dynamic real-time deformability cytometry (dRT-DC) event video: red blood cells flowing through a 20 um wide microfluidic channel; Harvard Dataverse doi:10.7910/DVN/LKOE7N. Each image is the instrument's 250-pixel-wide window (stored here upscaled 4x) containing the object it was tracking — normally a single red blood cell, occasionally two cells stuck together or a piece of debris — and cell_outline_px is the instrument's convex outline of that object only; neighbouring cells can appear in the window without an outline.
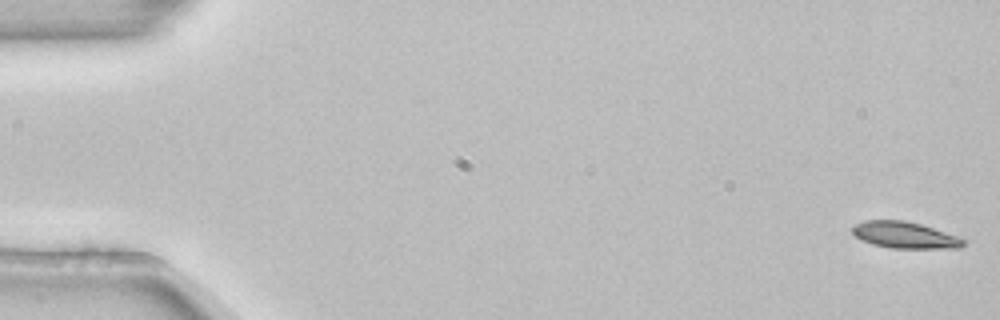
{"species": "common noctule bat (a hibernating species)", "species_latin": "Nyctalus noctula", "temperature_condition": "room temperature", "stored_images_in_passage": 5, "camera_frame_rate_fps": 3000, "um_per_image_px": 0.085, "animal": {"sex": "female", "body_mass_g": 22.7, "forearm_length_mm": 54.2}, "frame": {"image": 1, "passage_image": 1, "time_ms": 0.0, "image_size_px": [1000, 320], "cell_outline_px": [[968, 240], [960, 248], [892, 248], [872, 244], [856, 236], [852, 232], [852, 228], [856, 224], [864, 220], [904, 220], [920, 224], [960, 236]], "centroid_in_image_um": [76.97, 19.98], "position_along_channel_um": 8.0, "area_um2": 17.17}}
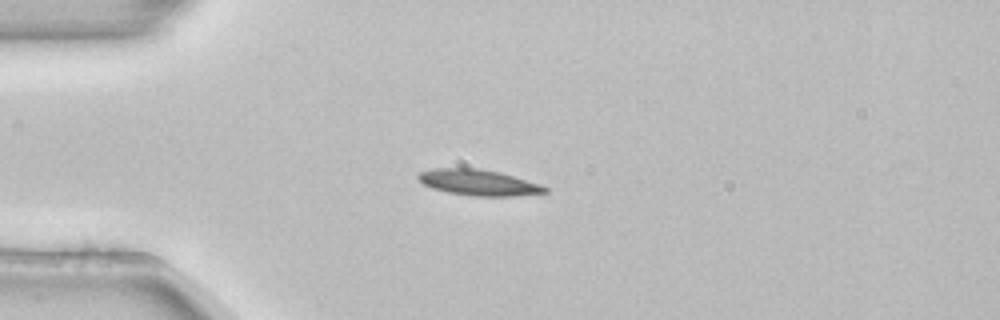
{"frame": {"image": 2, "passage_image": 4, "time_ms": 1.0, "image_size_px": [1000, 320], "cell_outline_px": [[548, 192], [512, 196], [472, 196], [448, 192], [432, 188], [424, 184], [416, 176], [420, 172], [436, 168], [476, 168], [500, 172], [540, 184], [548, 188]], "centroid_in_image_um": [40.68, 15.51], "position_along_channel_um": 44.3, "area_um2": 18.96}}